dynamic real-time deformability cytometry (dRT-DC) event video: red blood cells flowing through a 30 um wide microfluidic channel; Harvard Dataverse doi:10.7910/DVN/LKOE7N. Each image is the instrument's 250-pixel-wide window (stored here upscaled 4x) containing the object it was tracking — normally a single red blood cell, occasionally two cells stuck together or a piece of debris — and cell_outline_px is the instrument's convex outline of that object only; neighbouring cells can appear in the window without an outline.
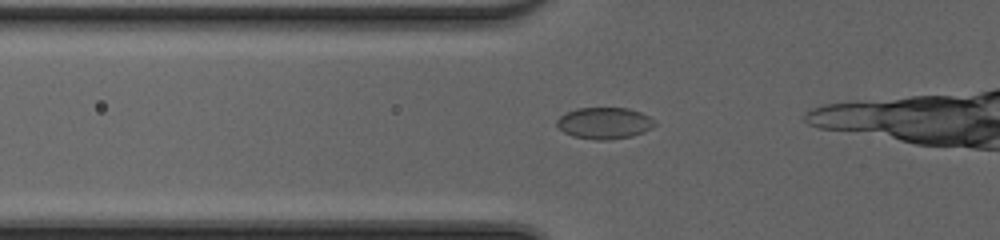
{"species": "common noctule bat (a hibernating species)", "species_latin": "Nyctalus noctula", "temperature_condition": "cold", "stored_images_in_passage": 13, "camera_frame_rate_fps": 3000, "um_per_image_px": 0.085, "animal": {"sex": "female", "body_mass_g": 20.0, "forearm_length_mm": 54.0}, "frame": {"image": 1, "passage_image": 8, "time_ms": 2.333, "image_size_px": [1000, 240], "cell_outline_px": [[656, 124], [652, 128], [644, 132], [632, 136], [608, 140], [596, 140], [572, 136], [564, 132], [556, 124], [556, 120], [564, 112], [576, 108], [628, 108], [640, 112], [648, 116]], "centroid_in_image_um": [51.34, 10.46], "position_along_channel_um": 74.5, "area_um2": 18.03}}
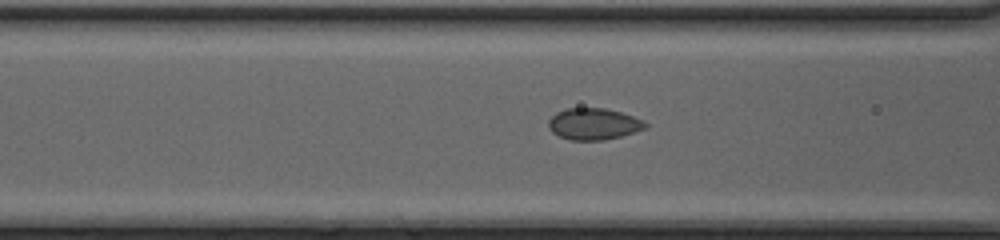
{"frame": {"image": 2, "passage_image": 11, "time_ms": 3.333, "image_size_px": [1000, 240], "cell_outline_px": [[648, 128], [620, 136], [604, 140], [568, 140], [552, 132], [548, 128], [548, 120], [556, 112], [564, 108], [604, 108], [620, 112], [644, 120], [648, 124]], "centroid_in_image_um": [50.45, 10.53], "position_along_channel_um": 116.2, "area_um2": 17.92}}